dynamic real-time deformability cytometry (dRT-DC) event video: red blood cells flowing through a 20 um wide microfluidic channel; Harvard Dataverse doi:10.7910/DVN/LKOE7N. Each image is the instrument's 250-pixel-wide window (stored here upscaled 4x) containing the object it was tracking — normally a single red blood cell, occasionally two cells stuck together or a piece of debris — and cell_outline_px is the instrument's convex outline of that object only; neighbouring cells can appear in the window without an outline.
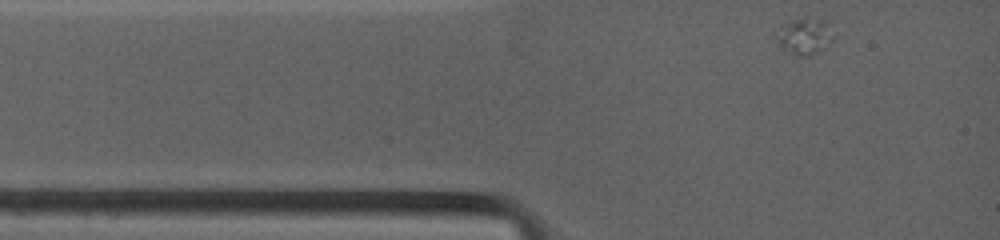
{"species": "common noctule bat (a hibernating species)", "species_latin": "Nyctalus noctula", "temperature_condition": "warm", "stored_images_in_passage": 27, "camera_frame_rate_fps": 4500, "um_per_image_px": 0.085, "animal": {"sex": "female", "body_mass_g": 19.0, "forearm_length_mm": 53.3}, "frame": {"image": 1, "passage_image": 1, "time_ms": 0.0, "image_size_px": [1000, 240], "cell_outline_px": [[832, 40], [824, 48], [808, 56], [796, 56], [780, 48], [772, 32], [780, 24], [792, 20], [820, 20], [824, 24], [832, 36]], "centroid_in_image_um": [68.21, 3.13], "position_along_channel_um": 16.8, "area_um2": 11.79}}